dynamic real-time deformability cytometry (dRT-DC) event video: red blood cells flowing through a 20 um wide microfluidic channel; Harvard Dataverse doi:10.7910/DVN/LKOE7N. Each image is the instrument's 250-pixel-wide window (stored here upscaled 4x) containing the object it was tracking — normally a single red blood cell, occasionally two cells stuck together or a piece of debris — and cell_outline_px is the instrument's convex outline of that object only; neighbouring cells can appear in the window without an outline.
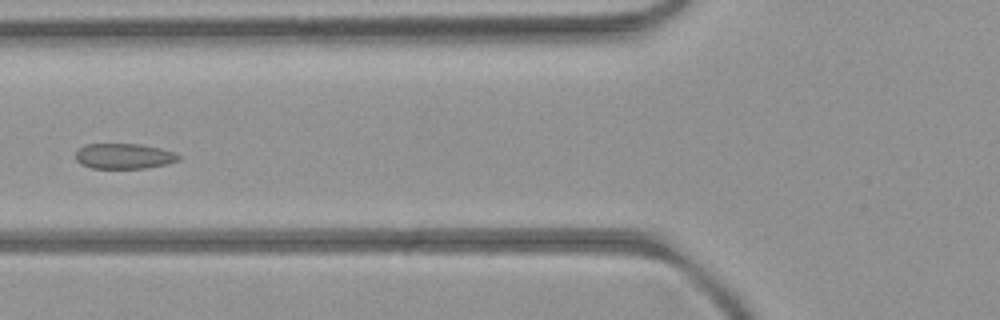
{"species": "common noctule bat (a hibernating species)", "species_latin": "Nyctalus noctula", "temperature_condition": "room temperature", "stored_images_in_passage": 6, "camera_frame_rate_fps": 3000, "um_per_image_px": 0.085, "animal": {"sex": "female", "body_mass_g": 21.9}, "frame": {"image": 1, "passage_image": 6, "time_ms": 5.667, "image_size_px": [1000, 320], "cell_outline_px": [[180, 160], [168, 164], [144, 168], [92, 168], [80, 164], [76, 160], [76, 152], [84, 144], [140, 144], [160, 148], [172, 152], [180, 156]], "centroid_in_image_um": [10.53, 13.27], "position_along_channel_um": 115.3, "area_um2": 15.2}}